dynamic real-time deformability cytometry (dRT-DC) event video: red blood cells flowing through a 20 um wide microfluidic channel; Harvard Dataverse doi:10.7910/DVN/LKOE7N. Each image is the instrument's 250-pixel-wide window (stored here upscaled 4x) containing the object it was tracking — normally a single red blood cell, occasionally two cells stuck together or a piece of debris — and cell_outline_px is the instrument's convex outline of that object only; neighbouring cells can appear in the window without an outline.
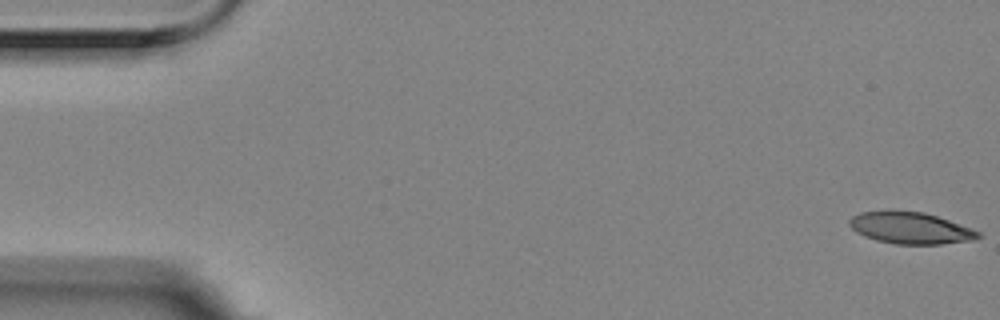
{"species": "Egyptian fruit bat (a non-hibernating species)", "species_latin": "Rousettus aegyptiacus", "temperature_condition": "room temperature", "stored_images_in_passage": 6, "camera_frame_rate_fps": 3000, "um_per_image_px": 0.085, "animal": {"sex": "female"}, "frame": {"image": 1, "passage_image": 1, "time_ms": 0.0, "image_size_px": [1000, 320], "cell_outline_px": [[984, 236], [972, 240], [940, 244], [896, 244], [876, 240], [864, 236], [856, 232], [848, 224], [848, 220], [852, 216], [860, 212], [924, 212], [948, 220], [980, 232]], "centroid_in_image_um": [77.38, 19.4], "position_along_channel_um": 7.6, "area_um2": 23.29}}
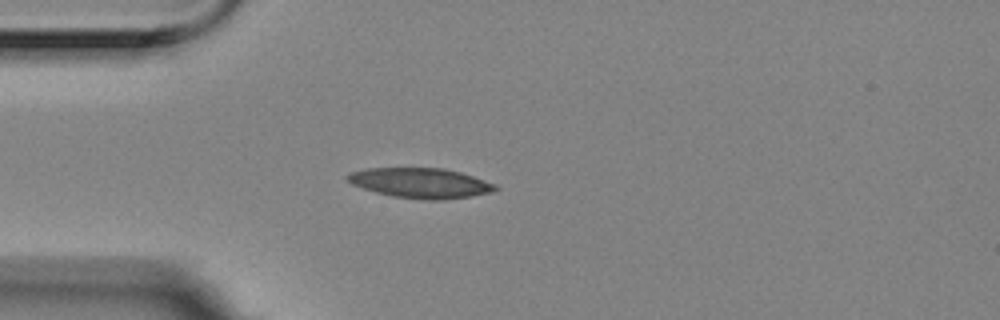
{"frame": {"image": 2, "passage_image": 5, "time_ms": 1.333, "image_size_px": [1000, 320], "cell_outline_px": [[500, 188], [492, 192], [468, 196], [440, 200], [428, 200], [392, 196], [376, 192], [352, 184], [344, 180], [344, 176], [352, 172], [368, 168], [444, 168], [460, 172], [496, 184]], "centroid_in_image_um": [35.73, 15.55], "position_along_channel_um": 49.3, "area_um2": 25.78}}